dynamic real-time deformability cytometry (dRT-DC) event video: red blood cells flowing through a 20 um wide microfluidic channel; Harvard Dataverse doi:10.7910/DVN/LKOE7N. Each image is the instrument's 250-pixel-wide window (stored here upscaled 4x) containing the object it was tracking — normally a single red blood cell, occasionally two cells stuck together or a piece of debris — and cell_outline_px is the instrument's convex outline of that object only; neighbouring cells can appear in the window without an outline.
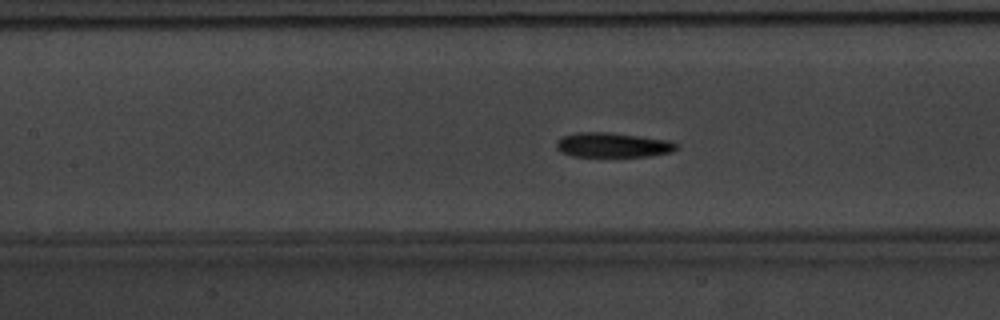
{"species": "common noctule bat (a hibernating species)", "species_latin": "Nyctalus noctula", "temperature_condition": "warm", "stored_images_in_passage": 55, "camera_frame_rate_fps": 3000, "um_per_image_px": 0.085, "animal": {"sex": "male", "body_mass_g": 20.1, "forearm_length_mm": 53.5}, "frame": {"image": 1, "passage_image": 25, "time_ms": 8.0, "image_size_px": [1000, 320], "cell_outline_px": [[680, 144], [672, 152], [648, 156], [572, 156], [560, 152], [556, 148], [556, 140], [564, 136], [580, 132], [608, 132], [672, 140]], "centroid_in_image_um": [52.11, 12.32], "position_along_channel_um": 155.3, "area_um2": 17.34}}
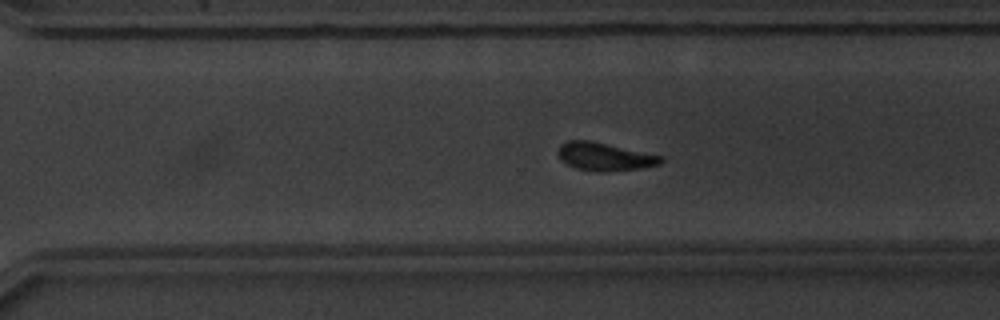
{"frame": {"image": 2, "passage_image": 38, "time_ms": 12.333, "image_size_px": [1000, 320], "cell_outline_px": [[664, 160], [660, 164], [640, 168], [604, 172], [600, 172], [576, 168], [560, 160], [556, 152], [560, 144], [568, 140], [592, 140], [664, 156]], "centroid_in_image_um": [51.38, 13.3], "position_along_channel_um": 319.2, "area_um2": 17.05}}
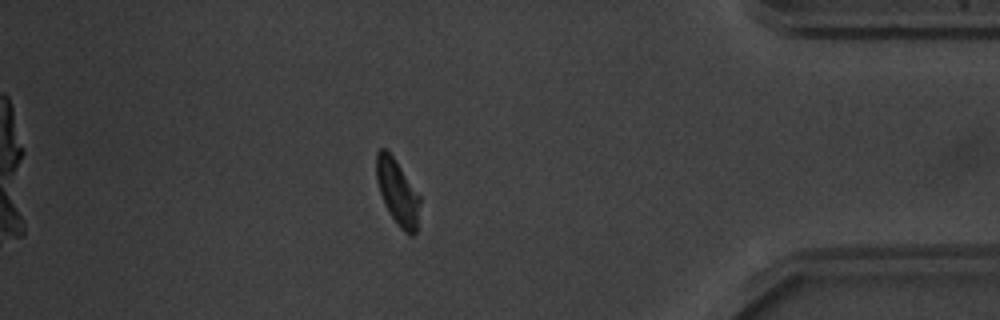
{"frame": {"image": 3, "passage_image": 47, "time_ms": 15.333, "image_size_px": [1000, 320], "cell_outline_px": [[420, 200], [416, 232], [412, 236], [404, 232], [400, 228], [388, 212], [384, 204], [376, 180], [376, 152], [380, 148], [384, 148], [396, 160], [420, 196]], "centroid_in_image_um": [33.77, 16.34], "position_along_channel_um": 401.4, "area_um2": 16.53}, "authors_computed_cell_mechanics": {"area_um2": 17.051, "velocity_mm_per_s": 3.8004, "shape_relaxation_time_tau1_ms": 2.3852, "shape_relaxation_time_tau2_ms": 2.0581, "deformation_change_tau1": 0.1413, "deformation_change_tau2": 0.0989}}